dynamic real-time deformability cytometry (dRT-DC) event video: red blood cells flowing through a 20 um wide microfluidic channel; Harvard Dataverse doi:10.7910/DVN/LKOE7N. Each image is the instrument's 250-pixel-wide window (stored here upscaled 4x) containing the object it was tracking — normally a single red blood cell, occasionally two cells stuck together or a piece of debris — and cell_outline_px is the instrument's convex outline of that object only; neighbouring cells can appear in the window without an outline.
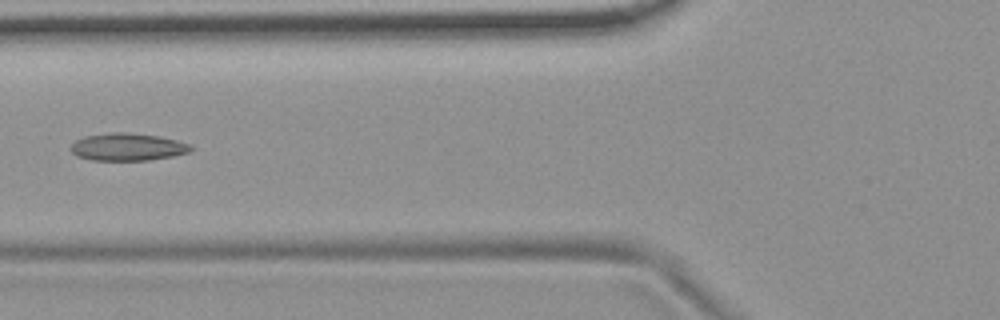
{"species": "common noctule bat (a hibernating species)", "species_latin": "Nyctalus noctula", "temperature_condition": "room temperature", "stored_images_in_passage": 8, "camera_frame_rate_fps": 3000, "um_per_image_px": 0.085, "animal": {"sex": "female", "body_mass_g": 19.9}, "frame": {"image": 1, "passage_image": 6, "time_ms": 6.667, "image_size_px": [1000, 320], "cell_outline_px": [[196, 148], [188, 152], [172, 156], [148, 160], [92, 160], [76, 156], [68, 148], [76, 140], [84, 136], [112, 132], [124, 132], [160, 136], [176, 140], [188, 144]], "centroid_in_image_um": [10.82, 12.49], "position_along_channel_um": 115.0, "area_um2": 19.25}}
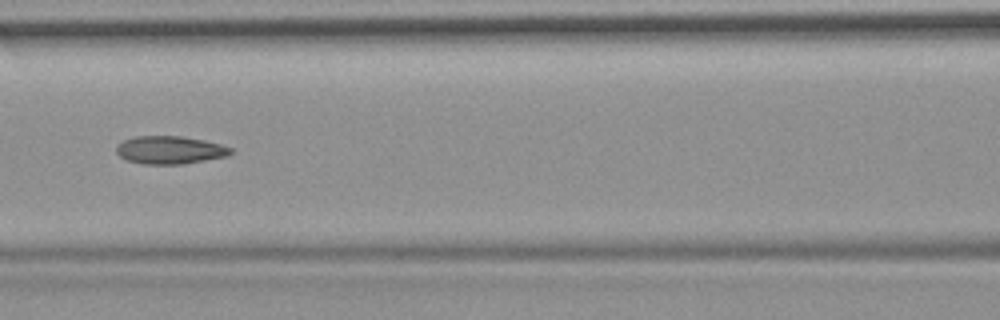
{"frame": {"image": 2, "passage_image": 7, "time_ms": 7.667, "image_size_px": [1000, 320], "cell_outline_px": [[232, 152], [228, 156], [180, 164], [144, 164], [128, 160], [120, 156], [116, 152], [116, 148], [124, 140], [132, 136], [180, 136], [204, 140], [220, 144], [232, 148]], "centroid_in_image_um": [14.44, 12.74], "position_along_channel_um": 152.2, "area_um2": 18.44}}
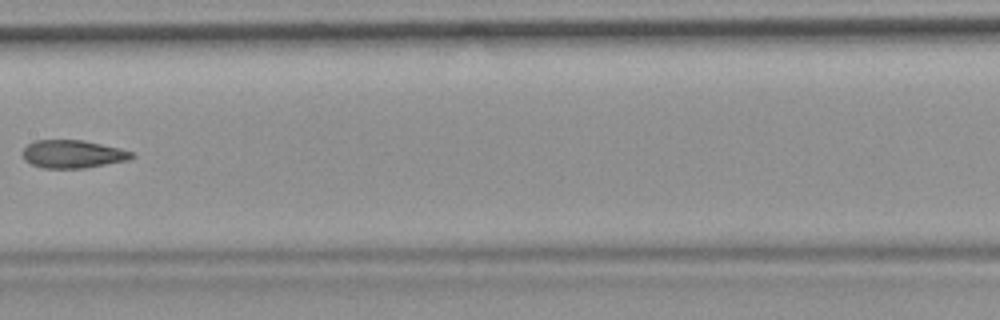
{"frame": {"image": 3, "passage_image": 8, "time_ms": 9.0, "image_size_px": [1000, 320], "cell_outline_px": [[136, 156], [128, 160], [84, 168], [40, 168], [24, 160], [20, 152], [28, 144], [36, 140], [84, 140], [120, 148], [132, 152]], "centroid_in_image_um": [6.16, 13.09], "position_along_channel_um": 201.2, "area_um2": 17.92}}